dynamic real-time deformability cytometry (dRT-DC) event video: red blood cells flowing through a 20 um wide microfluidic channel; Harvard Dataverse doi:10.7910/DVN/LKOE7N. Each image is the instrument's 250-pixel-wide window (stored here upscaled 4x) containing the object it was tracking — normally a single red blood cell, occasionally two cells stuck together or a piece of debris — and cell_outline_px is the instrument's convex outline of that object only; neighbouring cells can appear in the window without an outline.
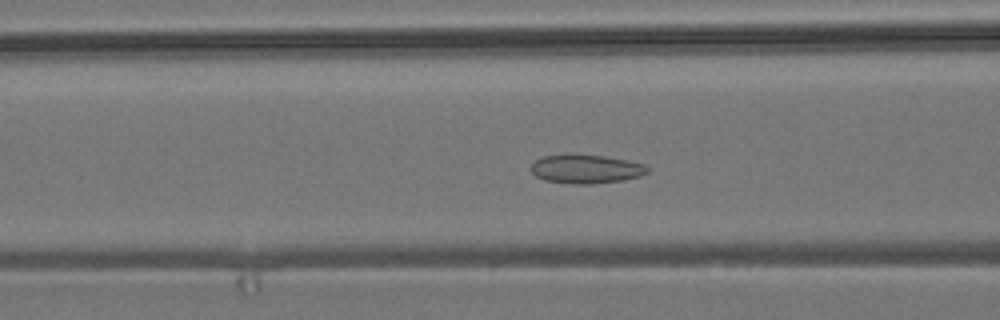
{"species": "common noctule bat (a hibernating species)", "species_latin": "Nyctalus noctula", "temperature_condition": "room temperature", "stored_images_in_passage": 53, "camera_frame_rate_fps": 3000, "um_per_image_px": 0.085, "animal": {"sex": "male", "body_mass_g": 19.2, "forearm_length_mm": 51.8}, "frame": {"image": 1, "passage_image": 20, "time_ms": 6.333, "image_size_px": [1000, 320], "cell_outline_px": [[648, 172], [640, 176], [624, 180], [592, 184], [576, 184], [544, 180], [536, 176], [532, 172], [532, 164], [536, 160], [544, 156], [604, 156], [628, 160], [644, 164], [648, 168]], "centroid_in_image_um": [49.86, 14.39], "position_along_channel_um": 116.7, "area_um2": 19.02}}
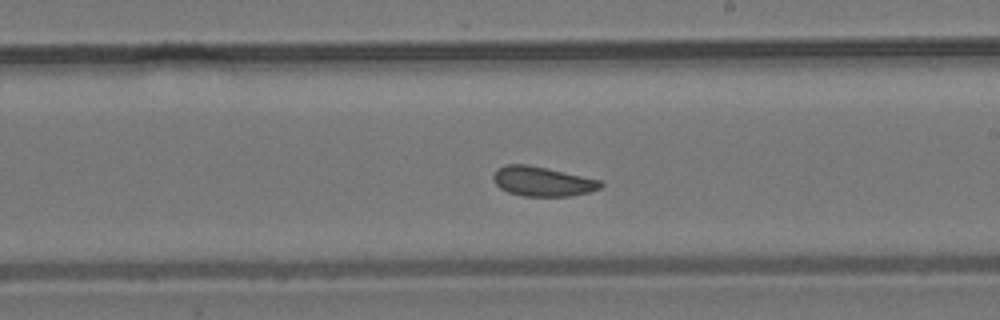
{"frame": {"image": 2, "passage_image": 30, "time_ms": 9.667, "image_size_px": [1000, 320], "cell_outline_px": [[604, 184], [600, 188], [588, 192], [568, 196], [520, 196], [508, 192], [500, 188], [496, 184], [492, 176], [496, 168], [504, 164], [528, 164], [600, 180]], "centroid_in_image_um": [46.05, 15.41], "position_along_channel_um": 242.9, "area_um2": 18.5}}
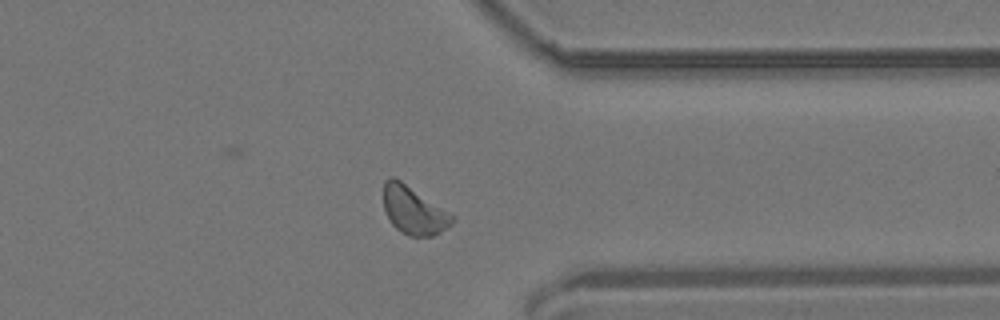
{"frame": {"image": 3, "passage_image": 41, "time_ms": 13.333, "image_size_px": [1000, 320], "cell_outline_px": [[456, 220], [452, 224], [440, 232], [432, 236], [408, 236], [400, 232], [392, 224], [384, 208], [384, 180], [388, 176], [392, 176], [400, 180], [456, 216]], "centroid_in_image_um": [35.18, 17.88], "position_along_channel_um": 376.2, "area_um2": 19.19}, "authors_computed_cell_mechanics": {"area_um2": 19.1318, "velocity_mm_per_s": 3.7877, "shape_relaxation_time_tau1_ms": 6.5697, "shape_relaxation_time_tau2_ms": 2.4139, "deformation_change_tau1": 0.067, "deformation_change_tau2": 0.0835}}